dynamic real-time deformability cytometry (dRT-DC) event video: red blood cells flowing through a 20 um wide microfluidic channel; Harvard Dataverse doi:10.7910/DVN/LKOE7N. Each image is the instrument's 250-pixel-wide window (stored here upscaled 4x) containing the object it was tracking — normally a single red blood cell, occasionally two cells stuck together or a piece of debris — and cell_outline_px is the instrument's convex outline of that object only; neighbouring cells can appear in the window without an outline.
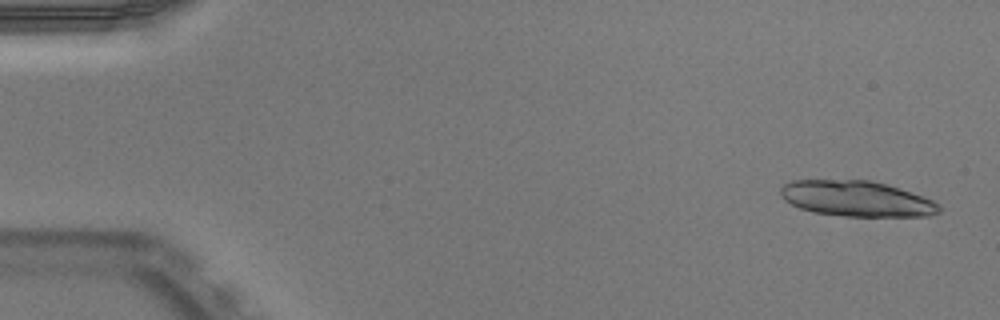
{"species": "Egyptian fruit bat (a non-hibernating species)", "species_latin": "Rousettus aegyptiacus", "temperature_condition": "warm", "stored_images_in_passage": 15, "camera_frame_rate_fps": 3000, "um_per_image_px": 0.085, "animal": {"sex": "male"}, "frame": {"image": 1, "passage_image": 2, "time_ms": 0.333, "image_size_px": [1000, 320], "cell_outline_px": [[940, 212], [928, 216], [844, 216], [812, 212], [800, 208], [784, 200], [780, 192], [780, 188], [784, 184], [792, 180], [872, 180], [900, 188], [924, 196], [940, 204]], "centroid_in_image_um": [72.82, 16.88], "position_along_channel_um": 12.2, "area_um2": 33.0}}